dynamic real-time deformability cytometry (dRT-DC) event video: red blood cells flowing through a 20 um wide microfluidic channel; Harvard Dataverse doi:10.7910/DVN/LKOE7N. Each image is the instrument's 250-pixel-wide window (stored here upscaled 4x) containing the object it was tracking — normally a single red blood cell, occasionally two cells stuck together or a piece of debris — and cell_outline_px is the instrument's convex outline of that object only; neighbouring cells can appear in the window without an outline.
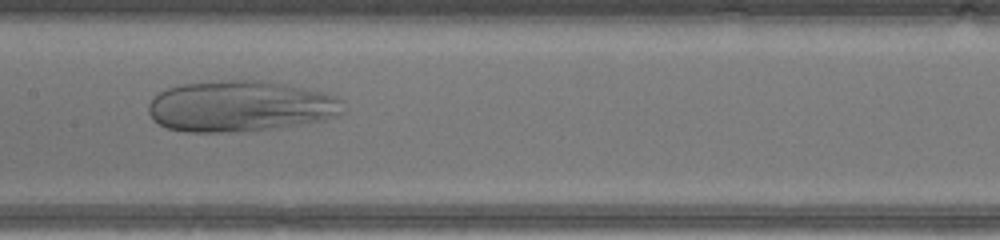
{"species": "human", "species_latin": "Homo sapiens", "temperature_condition": "warm", "stored_images_in_passage": 33, "camera_frame_rate_fps": 3000, "um_per_image_px": 0.085, "donor": {"sex": "male"}, "frame": {"image": 1, "passage_image": 16, "time_ms": 5.0, "image_size_px": [1000, 240], "cell_outline_px": [[344, 112], [336, 116], [324, 120], [272, 128], [228, 132], [188, 132], [168, 128], [152, 120], [148, 112], [148, 104], [160, 92], [168, 88], [184, 84], [228, 80], [260, 80], [284, 84], [324, 92], [336, 96], [340, 100]], "centroid_in_image_um": [20.42, 9.03], "position_along_channel_um": 187.0, "area_um2": 57.45}}
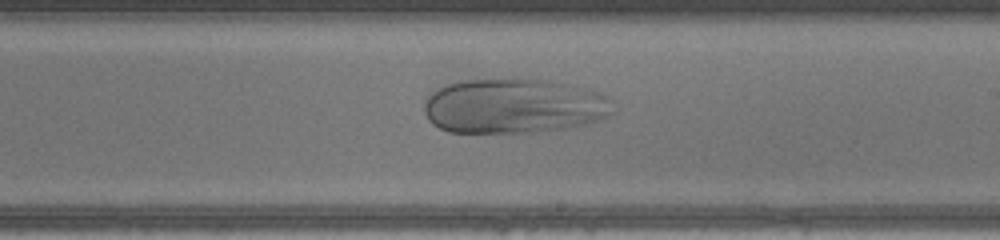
{"frame": {"image": 2, "passage_image": 20, "time_ms": 6.333, "image_size_px": [1000, 240], "cell_outline_px": [[612, 112], [596, 120], [584, 124], [564, 128], [532, 132], [448, 132], [432, 124], [428, 120], [424, 112], [424, 104], [428, 96], [432, 92], [448, 84], [460, 80], [508, 76], [516, 76], [556, 80], [600, 92], [612, 100]], "centroid_in_image_um": [43.65, 8.95], "position_along_channel_um": 245.3, "area_um2": 61.5}}